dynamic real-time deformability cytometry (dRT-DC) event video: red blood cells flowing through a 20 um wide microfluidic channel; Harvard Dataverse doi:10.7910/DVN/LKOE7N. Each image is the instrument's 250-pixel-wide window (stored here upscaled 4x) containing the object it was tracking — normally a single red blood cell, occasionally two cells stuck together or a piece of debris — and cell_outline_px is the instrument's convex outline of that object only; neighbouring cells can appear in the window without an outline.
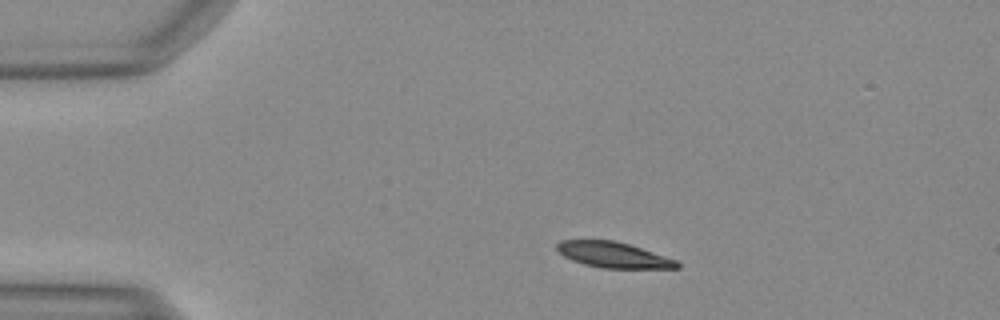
{"species": "Egyptian fruit bat (a non-hibernating species)", "species_latin": "Rousettus aegyptiacus", "temperature_condition": "warm", "stored_images_in_passage": 34, "camera_frame_rate_fps": 3000, "um_per_image_px": 0.085, "animal": {"sex": "female"}, "frame": {"image": 1, "passage_image": 1, "time_ms": 0.0, "image_size_px": [1000, 320], "cell_outline_px": [[680, 268], [604, 268], [584, 264], [572, 260], [564, 256], [556, 248], [556, 244], [560, 240], [616, 240], [676, 260], [680, 264]], "centroid_in_image_um": [52.11, 21.66], "position_along_channel_um": 32.9, "area_um2": 17.74}}
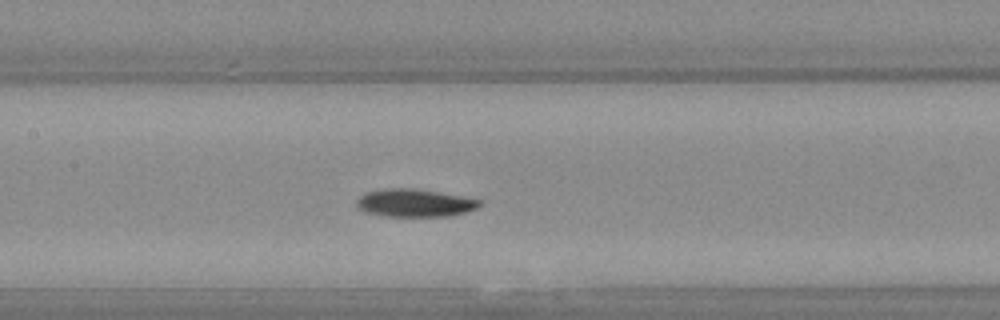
{"frame": {"image": 2, "passage_image": 15, "time_ms": 4.667, "image_size_px": [1000, 320], "cell_outline_px": [[480, 204], [476, 208], [452, 216], [380, 216], [364, 212], [356, 208], [356, 200], [364, 192], [384, 188], [412, 188], [440, 192], [480, 200]], "centroid_in_image_um": [35.15, 17.25], "position_along_channel_um": 172.3, "area_um2": 20.06}}
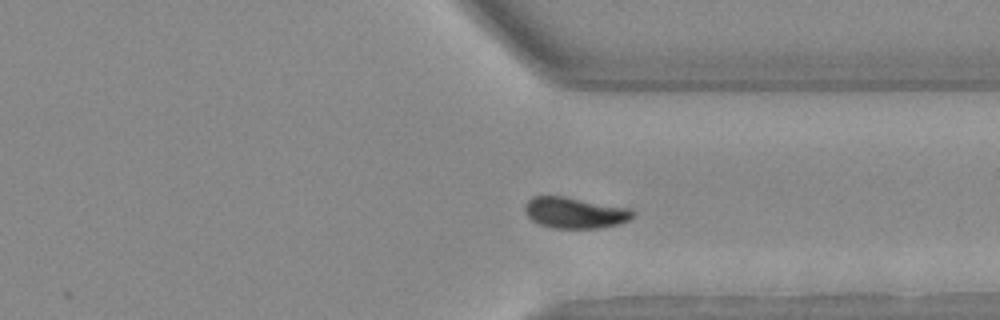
{"frame": {"image": 3, "passage_image": 29, "time_ms": 9.333, "image_size_px": [1000, 320], "cell_outline_px": [[636, 212], [628, 220], [620, 224], [600, 228], [552, 228], [540, 224], [532, 220], [528, 216], [524, 208], [524, 204], [532, 196], [564, 196], [632, 208]], "centroid_in_image_um": [48.88, 18.08], "position_along_channel_um": 362.5, "area_um2": 19.71}}